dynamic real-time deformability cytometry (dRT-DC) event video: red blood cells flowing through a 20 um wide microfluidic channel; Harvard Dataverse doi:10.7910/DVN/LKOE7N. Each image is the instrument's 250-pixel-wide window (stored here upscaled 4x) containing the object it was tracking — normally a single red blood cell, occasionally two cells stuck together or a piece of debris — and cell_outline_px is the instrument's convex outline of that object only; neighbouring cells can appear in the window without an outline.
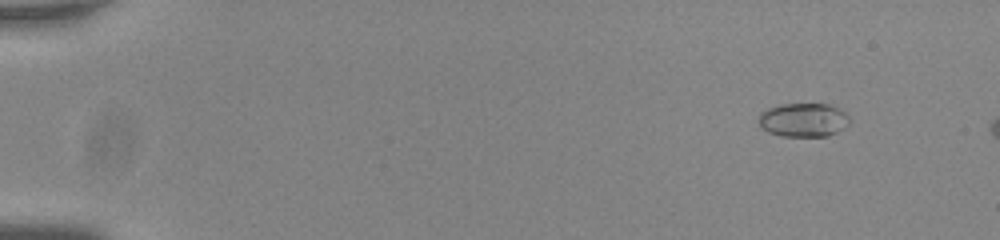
{"species": "common noctule bat (a hibernating species)", "species_latin": "Nyctalus noctula", "temperature_condition": "room temperature", "stored_images_in_passage": 12, "camera_frame_rate_fps": 3000, "um_per_image_px": 0.085, "animal": {"sex": "male", "body_mass_g": 20.0, "forearm_length_mm": 53.3}, "frame": {"image": 1, "passage_image": 7, "time_ms": 2.0, "image_size_px": [1000, 240], "cell_outline_px": [[848, 124], [836, 132], [828, 136], [780, 136], [768, 132], [760, 124], [760, 112], [768, 108], [784, 104], [828, 104], [844, 112], [848, 116]], "centroid_in_image_um": [68.28, 10.2], "position_along_channel_um": 16.7, "area_um2": 17.57}}